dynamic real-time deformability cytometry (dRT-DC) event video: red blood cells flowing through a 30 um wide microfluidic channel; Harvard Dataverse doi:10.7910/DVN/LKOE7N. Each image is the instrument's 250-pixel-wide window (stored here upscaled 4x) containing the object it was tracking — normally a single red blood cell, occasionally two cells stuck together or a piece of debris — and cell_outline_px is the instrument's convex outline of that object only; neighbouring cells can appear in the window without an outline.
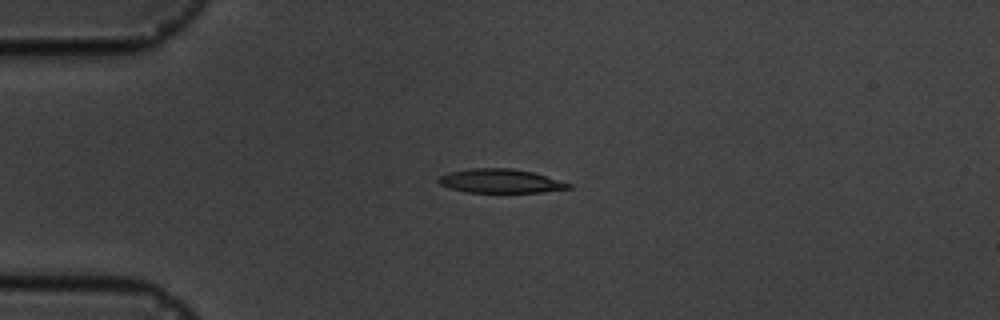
{"species": "common noctule bat (a hibernating species)", "species_latin": "Nyctalus noctula", "temperature_condition": "cold", "stored_images_in_passage": 5, "camera_frame_rate_fps": 3000, "um_per_image_px": 0.085, "animal": {"sex": "male", "body_mass_g": 19.5, "forearm_length_mm": 54.6}, "frame": {"image": 1, "passage_image": 3, "time_ms": 3.0, "image_size_px": [1000, 320], "cell_outline_px": [[572, 188], [544, 192], [468, 192], [452, 188], [440, 184], [436, 180], [440, 176], [448, 172], [468, 168], [512, 168], [532, 172], [572, 184]], "centroid_in_image_um": [42.53, 15.38], "position_along_channel_um": 42.5, "area_um2": 18.03}}